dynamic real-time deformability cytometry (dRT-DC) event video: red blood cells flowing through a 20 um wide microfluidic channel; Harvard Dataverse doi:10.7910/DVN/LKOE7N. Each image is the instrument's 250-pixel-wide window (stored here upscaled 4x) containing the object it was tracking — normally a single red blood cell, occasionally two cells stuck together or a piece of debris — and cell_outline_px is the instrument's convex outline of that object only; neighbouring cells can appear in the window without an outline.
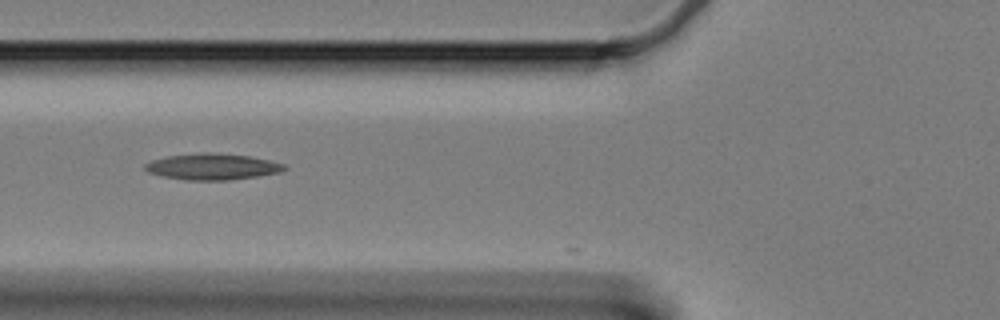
{"species": "Egyptian fruit bat (a non-hibernating species)", "species_latin": "Rousettus aegyptiacus", "temperature_condition": "cold", "stored_images_in_passage": 3, "camera_frame_rate_fps": 3000, "um_per_image_px": 0.085, "animal": {"sex": "female"}, "frame": {"image": 1, "passage_image": 2, "time_ms": 0.333, "image_size_px": [1000, 320], "cell_outline_px": [[288, 168], [280, 172], [260, 176], [228, 180], [188, 180], [160, 176], [148, 172], [144, 168], [144, 164], [152, 160], [168, 156], [200, 152], [212, 152], [248, 156], [268, 160], [284, 164]], "centroid_in_image_um": [18.04, 14.17], "position_along_channel_um": 107.8, "area_um2": 21.33}}